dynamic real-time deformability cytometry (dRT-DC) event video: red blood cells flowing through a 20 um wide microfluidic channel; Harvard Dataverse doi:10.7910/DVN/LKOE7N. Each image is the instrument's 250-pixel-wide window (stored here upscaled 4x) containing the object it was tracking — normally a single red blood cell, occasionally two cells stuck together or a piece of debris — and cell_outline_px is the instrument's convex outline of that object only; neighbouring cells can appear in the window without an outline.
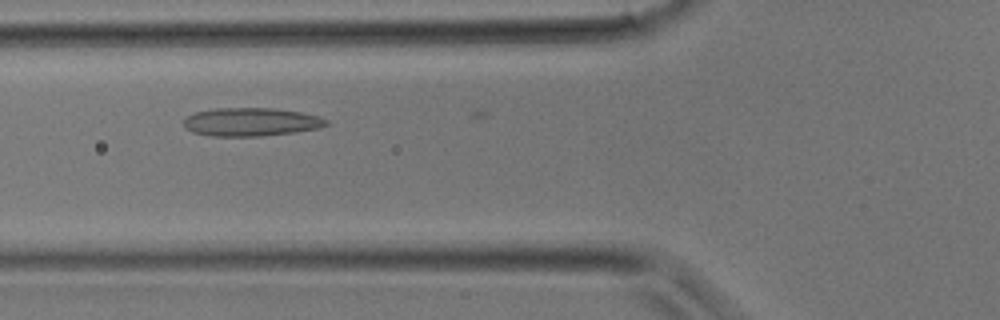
{"species": "common noctule bat (a hibernating species)", "species_latin": "Nyctalus noctula", "temperature_condition": "room temperature", "stored_images_in_passage": 6, "camera_frame_rate_fps": 3000, "um_per_image_px": 0.085, "animal": {"sex": "male", "body_mass_g": 17.9}, "frame": {"image": 1, "passage_image": 4, "time_ms": 1.0, "image_size_px": [1000, 320], "cell_outline_px": [[328, 124], [320, 128], [292, 132], [260, 136], [212, 136], [192, 132], [184, 128], [184, 120], [188, 116], [196, 112], [216, 108], [272, 108], [300, 112], [320, 116], [328, 120]], "centroid_in_image_um": [21.34, 10.36], "position_along_channel_um": 104.5, "area_um2": 23.47}}